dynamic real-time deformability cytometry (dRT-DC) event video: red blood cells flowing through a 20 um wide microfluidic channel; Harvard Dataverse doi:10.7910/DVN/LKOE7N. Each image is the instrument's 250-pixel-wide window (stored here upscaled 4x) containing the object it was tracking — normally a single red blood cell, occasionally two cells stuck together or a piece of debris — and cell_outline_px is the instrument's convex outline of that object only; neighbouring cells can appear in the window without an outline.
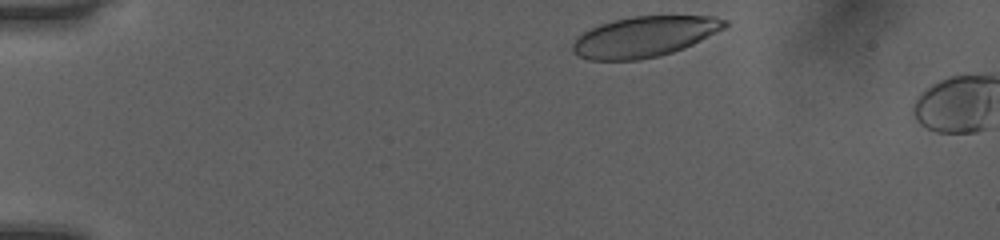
{"species": "human", "species_latin": "Homo sapiens", "temperature_condition": "room temperature", "stored_images_in_passage": 4, "camera_frame_rate_fps": 3000, "um_per_image_px": 0.085, "donor": {"sex": "female"}, "frame": {"image": 1, "passage_image": 1, "time_ms": 0.0, "image_size_px": [1000, 240], "cell_outline_px": [[728, 24], [724, 28], [684, 48], [660, 56], [636, 60], [588, 60], [576, 56], [572, 52], [572, 44], [584, 32], [600, 24], [612, 20], [632, 16], [712, 16], [728, 20]], "centroid_in_image_um": [54.75, 3.12], "position_along_channel_um": 30.2, "area_um2": 35.84}}